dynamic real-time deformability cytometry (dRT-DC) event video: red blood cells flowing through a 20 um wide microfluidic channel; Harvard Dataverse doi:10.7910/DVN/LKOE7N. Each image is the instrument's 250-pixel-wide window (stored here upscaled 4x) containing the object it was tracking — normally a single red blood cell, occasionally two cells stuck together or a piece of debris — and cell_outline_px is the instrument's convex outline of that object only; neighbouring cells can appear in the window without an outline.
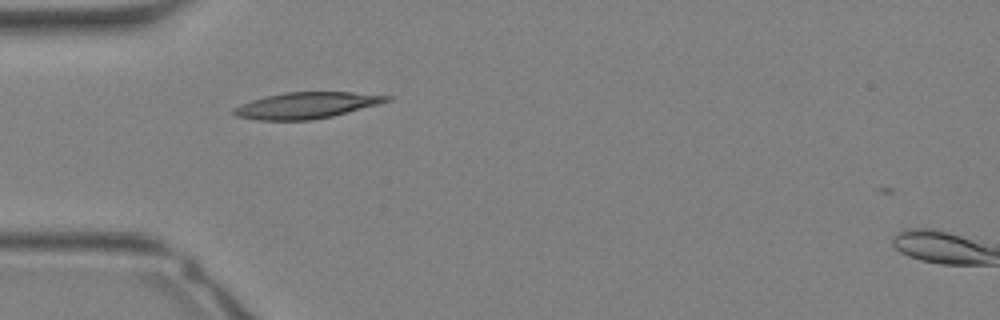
{"species": "Egyptian fruit bat (a non-hibernating species)", "species_latin": "Rousettus aegyptiacus", "temperature_condition": "warm", "stored_images_in_passage": 3, "camera_frame_rate_fps": 3000, "um_per_image_px": 0.085, "animal": {"sex": "female"}, "frame": {"image": 1, "passage_image": 2, "time_ms": 0.333, "image_size_px": [1000, 320], "cell_outline_px": [[392, 100], [332, 116], [312, 120], [256, 120], [236, 116], [232, 112], [232, 108], [240, 104], [252, 100], [284, 92], [352, 92], [392, 96]], "centroid_in_image_um": [26.01, 8.96], "position_along_channel_um": 59.0, "area_um2": 23.24}}